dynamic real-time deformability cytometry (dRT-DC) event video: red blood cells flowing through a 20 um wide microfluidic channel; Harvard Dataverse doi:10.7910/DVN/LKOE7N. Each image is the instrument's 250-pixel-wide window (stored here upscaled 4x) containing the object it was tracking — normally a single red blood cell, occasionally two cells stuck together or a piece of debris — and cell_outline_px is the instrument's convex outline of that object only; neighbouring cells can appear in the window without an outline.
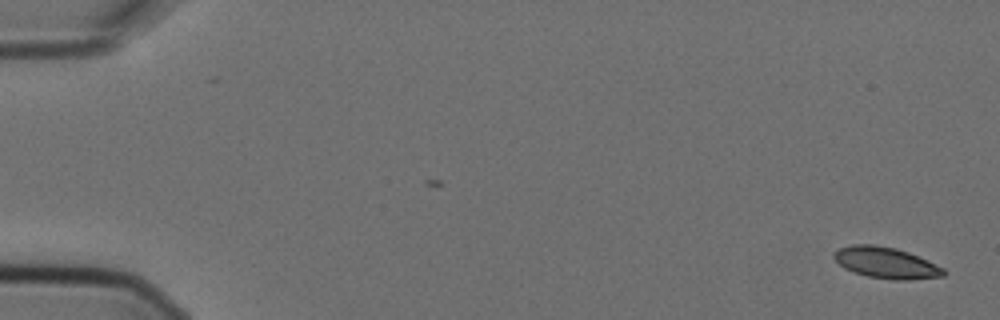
{"species": "Egyptian fruit bat (a non-hibernating species)", "species_latin": "Rousettus aegyptiacus", "temperature_condition": "cold", "stored_images_in_passage": 2, "camera_frame_rate_fps": 3000, "um_per_image_px": 0.085, "animal": {"sex": "female"}, "frame": {"image": 1, "passage_image": 2, "time_ms": 0.333, "image_size_px": [1000, 320], "cell_outline_px": [[948, 272], [944, 276], [908, 280], [892, 280], [868, 276], [852, 272], [844, 268], [832, 256], [832, 252], [840, 248], [852, 244], [872, 244], [896, 248], [908, 252], [944, 268]], "centroid_in_image_um": [75.3, 22.34], "position_along_channel_um": 9.7, "area_um2": 20.0}}